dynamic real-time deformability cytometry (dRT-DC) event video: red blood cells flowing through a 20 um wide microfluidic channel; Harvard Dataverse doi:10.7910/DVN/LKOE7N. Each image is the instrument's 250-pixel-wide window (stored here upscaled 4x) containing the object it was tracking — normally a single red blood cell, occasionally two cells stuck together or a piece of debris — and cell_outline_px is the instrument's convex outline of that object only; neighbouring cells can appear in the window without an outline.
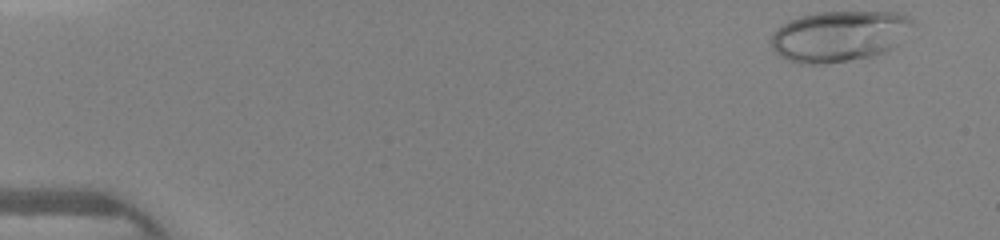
{"species": "human", "species_latin": "Homo sapiens", "temperature_condition": "warm", "stored_images_in_passage": 38, "camera_frame_rate_fps": 3000, "um_per_image_px": 0.085, "donor": {"sex": "female"}, "frame": {"image": 1, "passage_image": 1, "time_ms": 0.0, "image_size_px": [1000, 240], "cell_outline_px": [[916, 24], [892, 48], [884, 52], [868, 56], [848, 60], [824, 64], [800, 64], [788, 60], [780, 56], [772, 48], [772, 36], [784, 24], [800, 16], [816, 12], [896, 12], [908, 16]], "centroid_in_image_um": [71.36, 3.06], "position_along_channel_um": 13.6, "area_um2": 41.5}}
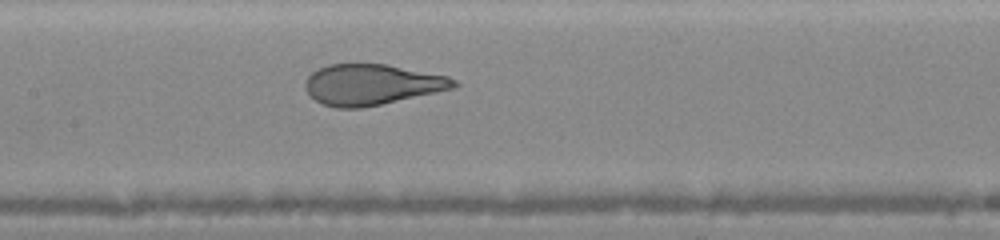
{"frame": {"image": 2, "passage_image": 21, "time_ms": 6.667, "image_size_px": [1000, 240], "cell_outline_px": [[460, 84], [456, 88], [380, 104], [360, 108], [336, 108], [320, 104], [304, 88], [304, 84], [308, 76], [312, 72], [328, 64], [388, 64], [448, 76], [456, 80]], "centroid_in_image_um": [31.61, 7.18], "position_along_channel_um": 175.8, "area_um2": 35.32}}
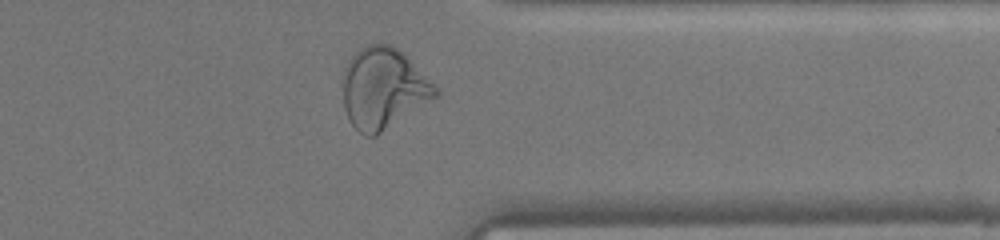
{"frame": {"image": 3, "passage_image": 35, "time_ms": 11.333, "image_size_px": [1000, 240], "cell_outline_px": [[440, 96], [376, 136], [368, 136], [360, 132], [352, 124], [344, 108], [344, 68], [352, 56], [364, 44], [392, 44], [404, 52], [440, 88]], "centroid_in_image_um": [32.66, 7.49], "position_along_channel_um": 378.7, "area_um2": 44.16}}